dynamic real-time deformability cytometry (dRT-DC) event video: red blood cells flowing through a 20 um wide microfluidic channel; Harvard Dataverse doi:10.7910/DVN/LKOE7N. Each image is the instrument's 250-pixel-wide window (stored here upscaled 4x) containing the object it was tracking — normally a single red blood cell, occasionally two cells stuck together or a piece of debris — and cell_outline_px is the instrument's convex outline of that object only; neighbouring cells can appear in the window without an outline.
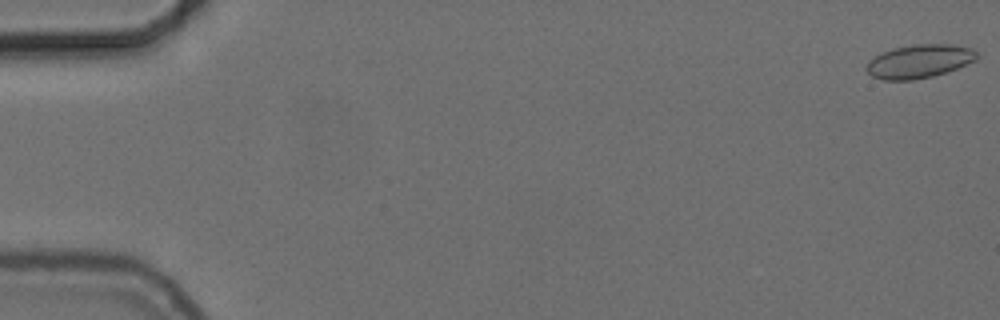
{"species": "common noctule bat (a hibernating species)", "species_latin": "Nyctalus noctula", "temperature_condition": "cold", "stored_images_in_passage": 56, "camera_frame_rate_fps": 3000, "um_per_image_px": 0.085, "animal": {"sex": "female", "body_mass_g": 24.6, "forearm_length_mm": 56.2}, "frame": {"image": 1, "passage_image": 1, "time_ms": 0.0, "image_size_px": [1000, 320], "cell_outline_px": [[976, 60], [956, 68], [932, 76], [912, 80], [884, 80], [872, 76], [864, 68], [868, 60], [880, 52], [892, 48], [912, 44], [952, 44], [972, 48], [976, 52]], "centroid_in_image_um": [78.07, 5.2], "position_along_channel_um": 6.9, "area_um2": 21.62}}
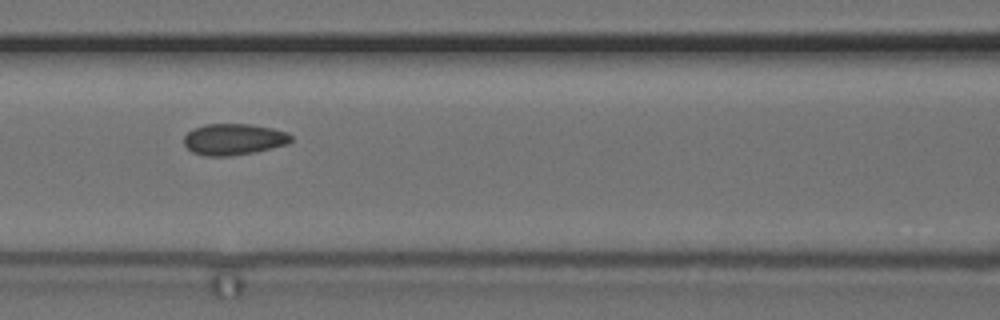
{"frame": {"image": 2, "passage_image": 25, "time_ms": 8.0, "image_size_px": [1000, 320], "cell_outline_px": [[292, 140], [288, 144], [256, 152], [232, 156], [204, 156], [192, 152], [184, 144], [184, 136], [188, 132], [204, 124], [252, 124], [272, 128], [288, 132], [292, 136]], "centroid_in_image_um": [19.89, 11.85], "position_along_channel_um": 146.7, "area_um2": 19.71}}
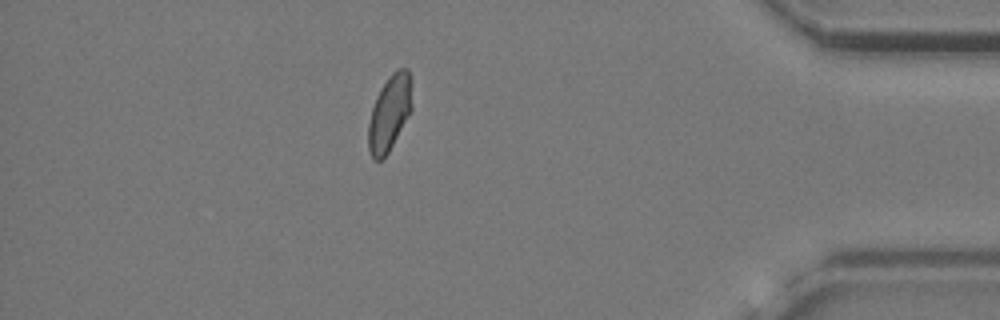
{"frame": {"image": 3, "passage_image": 49, "time_ms": 16.0, "image_size_px": [1000, 320], "cell_outline_px": [[412, 108], [388, 152], [380, 160], [372, 160], [368, 148], [368, 124], [372, 108], [376, 96], [380, 88], [388, 76], [392, 72], [400, 68], [408, 68], [412, 104]], "centroid_in_image_um": [33.08, 9.6], "position_along_channel_um": 402.1, "area_um2": 18.96}, "authors_computed_cell_mechanics": {"area_um2": 19.7387, "velocity_mm_per_s": 3.708, "shape_relaxation_time_tau1_ms": null, "shape_relaxation_time_tau2_ms": 1.2346, "deformation_change_tau1": null, "deformation_change_tau2": 0.0548}}